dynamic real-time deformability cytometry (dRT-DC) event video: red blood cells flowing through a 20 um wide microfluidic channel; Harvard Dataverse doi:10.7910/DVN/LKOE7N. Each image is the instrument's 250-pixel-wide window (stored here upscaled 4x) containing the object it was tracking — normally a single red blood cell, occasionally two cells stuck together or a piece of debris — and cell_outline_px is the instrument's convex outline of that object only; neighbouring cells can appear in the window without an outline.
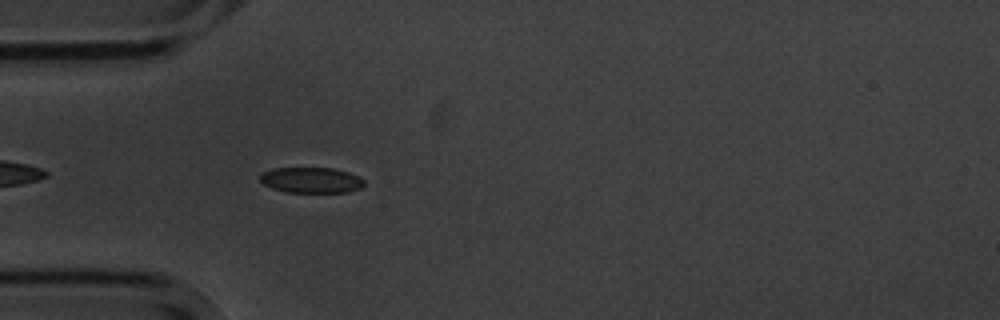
{"species": "common noctule bat (a hibernating species)", "species_latin": "Nyctalus noctula", "temperature_condition": "cold", "stored_images_in_passage": 5, "camera_frame_rate_fps": 3000, "um_per_image_px": 0.085, "animal": {"sex": "male", "body_mass_g": 20.1, "forearm_length_mm": 53.5}, "frame": {"image": 1, "passage_image": 5, "time_ms": 5.0, "image_size_px": [1000, 320], "cell_outline_px": [[364, 184], [360, 188], [348, 192], [288, 192], [272, 188], [264, 184], [260, 180], [260, 176], [264, 172], [276, 168], [332, 168], [348, 172], [364, 180]], "centroid_in_image_um": [26.46, 15.31], "position_along_channel_um": 58.5, "area_um2": 15.32}}